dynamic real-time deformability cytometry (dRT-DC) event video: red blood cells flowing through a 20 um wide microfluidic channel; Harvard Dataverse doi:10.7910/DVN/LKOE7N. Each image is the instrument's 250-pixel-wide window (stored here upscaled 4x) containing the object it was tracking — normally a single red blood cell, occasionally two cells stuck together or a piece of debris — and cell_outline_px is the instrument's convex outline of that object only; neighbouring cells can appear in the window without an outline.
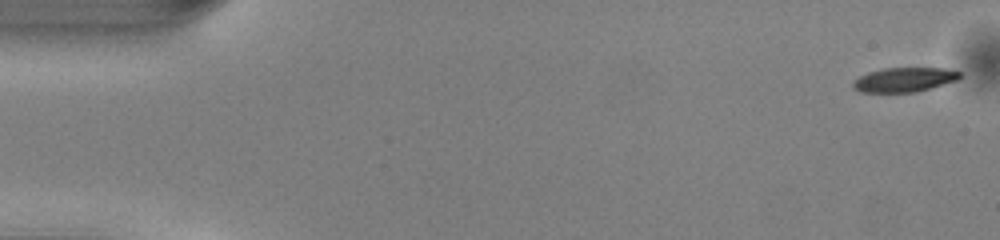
{"species": "common noctule bat (a hibernating species)", "species_latin": "Nyctalus noctula", "temperature_condition": "warm", "stored_images_in_passage": 50, "camera_frame_rate_fps": 3000, "um_per_image_px": 0.085, "animal": {"sex": "male", "body_mass_g": 13.0, "forearm_length_mm": 53.1}, "frame": {"image": 1, "passage_image": 1, "time_ms": 0.0, "image_size_px": [1000, 240], "cell_outline_px": [[960, 76], [956, 80], [916, 92], [860, 92], [852, 88], [852, 84], [860, 76], [868, 72], [884, 68], [944, 68], [960, 72]], "centroid_in_image_um": [76.82, 6.77], "position_along_channel_um": 8.2, "area_um2": 14.97}}
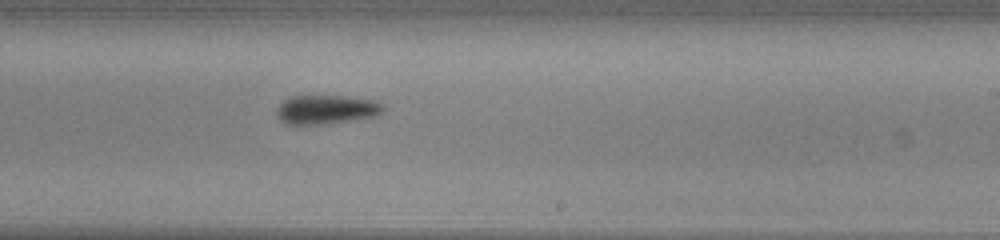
{"frame": {"image": 2, "passage_image": 30, "time_ms": 9.667, "image_size_px": [1000, 240], "cell_outline_px": [[384, 108], [376, 116], [324, 124], [284, 124], [276, 116], [276, 108], [288, 96], [344, 96], [372, 100], [384, 104]], "centroid_in_image_um": [27.68, 9.31], "position_along_channel_um": 261.3, "area_um2": 17.98}}
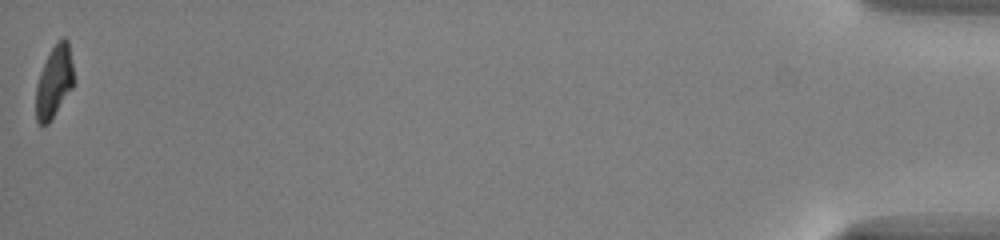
{"frame": {"image": 3, "passage_image": 50, "time_ms": 16.333, "image_size_px": [1000, 240], "cell_outline_px": [[72, 88], [48, 124], [40, 124], [36, 120], [36, 84], [40, 72], [52, 48], [64, 36], [68, 40], [72, 64]], "centroid_in_image_um": [4.58, 6.96], "position_along_channel_um": 430.6, "area_um2": 15.37}, "authors_computed_cell_mechanics": {"area_um2": 17.5712, "velocity_mm_per_s": 4.0862, "shape_relaxation_time_tau1_ms": 2.1618, "shape_relaxation_time_tau2_ms": null, "deformation_change_tau1": 0.1195, "deformation_change_tau2": null}}